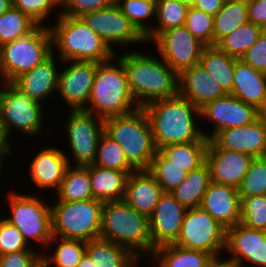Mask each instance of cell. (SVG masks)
Wrapping results in <instances>:
<instances>
[{
    "label": "cell",
    "instance_id": "6da1fadb",
    "mask_svg": "<svg viewBox=\"0 0 266 267\" xmlns=\"http://www.w3.org/2000/svg\"><path fill=\"white\" fill-rule=\"evenodd\" d=\"M149 48L147 45L144 50L115 53L123 64L130 92L140 108L152 101L178 95V74L156 52L149 53Z\"/></svg>",
    "mask_w": 266,
    "mask_h": 267
},
{
    "label": "cell",
    "instance_id": "7a4b0ae2",
    "mask_svg": "<svg viewBox=\"0 0 266 267\" xmlns=\"http://www.w3.org/2000/svg\"><path fill=\"white\" fill-rule=\"evenodd\" d=\"M158 150L170 144L209 141L201 130L200 109L179 94L146 104Z\"/></svg>",
    "mask_w": 266,
    "mask_h": 267
},
{
    "label": "cell",
    "instance_id": "3957f363",
    "mask_svg": "<svg viewBox=\"0 0 266 267\" xmlns=\"http://www.w3.org/2000/svg\"><path fill=\"white\" fill-rule=\"evenodd\" d=\"M11 185L14 186L7 190V198L5 199L8 203L5 200H2L4 203L0 202L1 205L7 204L4 209L6 208L5 211L8 213L2 217L18 228L30 247L42 254L52 239L50 198L48 197L47 200V196H45V200L44 194L38 195L34 190L32 192L34 195L30 191L28 193L26 191L21 192L16 189L17 184L12 183Z\"/></svg>",
    "mask_w": 266,
    "mask_h": 267
},
{
    "label": "cell",
    "instance_id": "277c9868",
    "mask_svg": "<svg viewBox=\"0 0 266 267\" xmlns=\"http://www.w3.org/2000/svg\"><path fill=\"white\" fill-rule=\"evenodd\" d=\"M138 108L122 62L114 55L110 60L98 63L88 105L84 110L104 120L132 113Z\"/></svg>",
    "mask_w": 266,
    "mask_h": 267
},
{
    "label": "cell",
    "instance_id": "5b68a950",
    "mask_svg": "<svg viewBox=\"0 0 266 267\" xmlns=\"http://www.w3.org/2000/svg\"><path fill=\"white\" fill-rule=\"evenodd\" d=\"M45 108L48 106L28 97L12 82H4L0 89V128L12 141L19 136L25 140L38 136L42 140V134L47 135L48 140L54 134V127L51 124L45 127L48 121Z\"/></svg>",
    "mask_w": 266,
    "mask_h": 267
},
{
    "label": "cell",
    "instance_id": "8992f818",
    "mask_svg": "<svg viewBox=\"0 0 266 267\" xmlns=\"http://www.w3.org/2000/svg\"><path fill=\"white\" fill-rule=\"evenodd\" d=\"M49 26L52 33L53 53L62 61L101 63L115 53L81 17L61 15Z\"/></svg>",
    "mask_w": 266,
    "mask_h": 267
},
{
    "label": "cell",
    "instance_id": "52a82bcc",
    "mask_svg": "<svg viewBox=\"0 0 266 267\" xmlns=\"http://www.w3.org/2000/svg\"><path fill=\"white\" fill-rule=\"evenodd\" d=\"M100 237L129 249L138 258L146 260L152 255L148 217L124 200L103 203Z\"/></svg>",
    "mask_w": 266,
    "mask_h": 267
},
{
    "label": "cell",
    "instance_id": "ba28073f",
    "mask_svg": "<svg viewBox=\"0 0 266 267\" xmlns=\"http://www.w3.org/2000/svg\"><path fill=\"white\" fill-rule=\"evenodd\" d=\"M104 133L123 148L128 163L136 170H149L158 149L146 111L104 119Z\"/></svg>",
    "mask_w": 266,
    "mask_h": 267
},
{
    "label": "cell",
    "instance_id": "9c48e42d",
    "mask_svg": "<svg viewBox=\"0 0 266 267\" xmlns=\"http://www.w3.org/2000/svg\"><path fill=\"white\" fill-rule=\"evenodd\" d=\"M53 53L50 27L36 24L20 38L0 46V78L13 82Z\"/></svg>",
    "mask_w": 266,
    "mask_h": 267
},
{
    "label": "cell",
    "instance_id": "30bf717a",
    "mask_svg": "<svg viewBox=\"0 0 266 267\" xmlns=\"http://www.w3.org/2000/svg\"><path fill=\"white\" fill-rule=\"evenodd\" d=\"M103 202L51 201L52 236L89 241L100 238Z\"/></svg>",
    "mask_w": 266,
    "mask_h": 267
},
{
    "label": "cell",
    "instance_id": "8fae6325",
    "mask_svg": "<svg viewBox=\"0 0 266 267\" xmlns=\"http://www.w3.org/2000/svg\"><path fill=\"white\" fill-rule=\"evenodd\" d=\"M65 110L62 120L65 148L63 150L68 164L71 166H87L93 164L99 140L104 133V120L84 109ZM68 144V145H67ZM70 152V153H69Z\"/></svg>",
    "mask_w": 266,
    "mask_h": 267
},
{
    "label": "cell",
    "instance_id": "7c38bea8",
    "mask_svg": "<svg viewBox=\"0 0 266 267\" xmlns=\"http://www.w3.org/2000/svg\"><path fill=\"white\" fill-rule=\"evenodd\" d=\"M81 19L102 38L114 53L145 47L143 45L146 44L145 37L122 13L115 2L107 8L84 13Z\"/></svg>",
    "mask_w": 266,
    "mask_h": 267
},
{
    "label": "cell",
    "instance_id": "4fadbf2b",
    "mask_svg": "<svg viewBox=\"0 0 266 267\" xmlns=\"http://www.w3.org/2000/svg\"><path fill=\"white\" fill-rule=\"evenodd\" d=\"M174 244L205 251L214 258L221 257L225 255L226 229L201 207L187 209Z\"/></svg>",
    "mask_w": 266,
    "mask_h": 267
},
{
    "label": "cell",
    "instance_id": "5bb4252c",
    "mask_svg": "<svg viewBox=\"0 0 266 267\" xmlns=\"http://www.w3.org/2000/svg\"><path fill=\"white\" fill-rule=\"evenodd\" d=\"M261 115L262 113L255 107L231 94H226L224 97L207 102L200 108L201 124L205 126L201 125V130L204 137L210 140L221 130L249 125Z\"/></svg>",
    "mask_w": 266,
    "mask_h": 267
},
{
    "label": "cell",
    "instance_id": "9a60e30c",
    "mask_svg": "<svg viewBox=\"0 0 266 267\" xmlns=\"http://www.w3.org/2000/svg\"><path fill=\"white\" fill-rule=\"evenodd\" d=\"M155 52L178 75L187 68L199 64L206 47L185 26L161 32L151 43Z\"/></svg>",
    "mask_w": 266,
    "mask_h": 267
},
{
    "label": "cell",
    "instance_id": "2e32d148",
    "mask_svg": "<svg viewBox=\"0 0 266 267\" xmlns=\"http://www.w3.org/2000/svg\"><path fill=\"white\" fill-rule=\"evenodd\" d=\"M97 65L96 62L62 61L56 97L57 102L64 103V109L87 107Z\"/></svg>",
    "mask_w": 266,
    "mask_h": 267
},
{
    "label": "cell",
    "instance_id": "e0dca14e",
    "mask_svg": "<svg viewBox=\"0 0 266 267\" xmlns=\"http://www.w3.org/2000/svg\"><path fill=\"white\" fill-rule=\"evenodd\" d=\"M48 142L49 145L42 143V146L44 145L45 147L40 146L37 148V152L32 153L33 156H30V162L25 169H28V171H26L28 177H23H25L26 180H30V185L34 183L31 186L32 188L36 187L35 192H39L38 194H40V192L46 193L44 191H50L52 189V192H49L48 195L50 196V194L53 195L59 188L69 164L63 152L65 146L61 145V147H63L61 148L59 147L60 144L56 145L55 143L51 146L49 140Z\"/></svg>",
    "mask_w": 266,
    "mask_h": 267
},
{
    "label": "cell",
    "instance_id": "ac0fdd59",
    "mask_svg": "<svg viewBox=\"0 0 266 267\" xmlns=\"http://www.w3.org/2000/svg\"><path fill=\"white\" fill-rule=\"evenodd\" d=\"M224 256L235 267H266V231L241 223L228 228Z\"/></svg>",
    "mask_w": 266,
    "mask_h": 267
},
{
    "label": "cell",
    "instance_id": "d6986e66",
    "mask_svg": "<svg viewBox=\"0 0 266 267\" xmlns=\"http://www.w3.org/2000/svg\"><path fill=\"white\" fill-rule=\"evenodd\" d=\"M186 210L170 192L163 193L155 210L148 217L152 254L156 248L176 242Z\"/></svg>",
    "mask_w": 266,
    "mask_h": 267
},
{
    "label": "cell",
    "instance_id": "ffe728a7",
    "mask_svg": "<svg viewBox=\"0 0 266 267\" xmlns=\"http://www.w3.org/2000/svg\"><path fill=\"white\" fill-rule=\"evenodd\" d=\"M61 62V64H60ZM62 60L52 53L46 60L17 77L12 83L28 97L50 105L52 98L57 97L59 72ZM49 101V104L48 101Z\"/></svg>",
    "mask_w": 266,
    "mask_h": 267
},
{
    "label": "cell",
    "instance_id": "44dd1931",
    "mask_svg": "<svg viewBox=\"0 0 266 267\" xmlns=\"http://www.w3.org/2000/svg\"><path fill=\"white\" fill-rule=\"evenodd\" d=\"M215 147L262 157L266 146V114L249 125L217 132L210 140Z\"/></svg>",
    "mask_w": 266,
    "mask_h": 267
},
{
    "label": "cell",
    "instance_id": "7402d4cb",
    "mask_svg": "<svg viewBox=\"0 0 266 267\" xmlns=\"http://www.w3.org/2000/svg\"><path fill=\"white\" fill-rule=\"evenodd\" d=\"M253 157L241 152L217 148L210 141L206 151V163L211 181L239 188L249 170Z\"/></svg>",
    "mask_w": 266,
    "mask_h": 267
},
{
    "label": "cell",
    "instance_id": "603a6c76",
    "mask_svg": "<svg viewBox=\"0 0 266 267\" xmlns=\"http://www.w3.org/2000/svg\"><path fill=\"white\" fill-rule=\"evenodd\" d=\"M240 204L237 188L211 181L200 207L227 230L240 223Z\"/></svg>",
    "mask_w": 266,
    "mask_h": 267
},
{
    "label": "cell",
    "instance_id": "cb8c5ba5",
    "mask_svg": "<svg viewBox=\"0 0 266 267\" xmlns=\"http://www.w3.org/2000/svg\"><path fill=\"white\" fill-rule=\"evenodd\" d=\"M178 76V94L188 99L199 109L207 102L226 95L219 84L200 64L185 69Z\"/></svg>",
    "mask_w": 266,
    "mask_h": 267
},
{
    "label": "cell",
    "instance_id": "d4e9b609",
    "mask_svg": "<svg viewBox=\"0 0 266 267\" xmlns=\"http://www.w3.org/2000/svg\"><path fill=\"white\" fill-rule=\"evenodd\" d=\"M163 193L148 170H138L128 175L123 200L137 212L149 217Z\"/></svg>",
    "mask_w": 266,
    "mask_h": 267
},
{
    "label": "cell",
    "instance_id": "484cf974",
    "mask_svg": "<svg viewBox=\"0 0 266 267\" xmlns=\"http://www.w3.org/2000/svg\"><path fill=\"white\" fill-rule=\"evenodd\" d=\"M231 95L266 114V74L237 60Z\"/></svg>",
    "mask_w": 266,
    "mask_h": 267
},
{
    "label": "cell",
    "instance_id": "4316f807",
    "mask_svg": "<svg viewBox=\"0 0 266 267\" xmlns=\"http://www.w3.org/2000/svg\"><path fill=\"white\" fill-rule=\"evenodd\" d=\"M90 171L93 198L101 202L124 199L128 174L124 171L103 168L93 164L86 166Z\"/></svg>",
    "mask_w": 266,
    "mask_h": 267
},
{
    "label": "cell",
    "instance_id": "83f0119b",
    "mask_svg": "<svg viewBox=\"0 0 266 267\" xmlns=\"http://www.w3.org/2000/svg\"><path fill=\"white\" fill-rule=\"evenodd\" d=\"M86 254L95 267H135L138 260L129 249L101 237L86 242Z\"/></svg>",
    "mask_w": 266,
    "mask_h": 267
},
{
    "label": "cell",
    "instance_id": "f1b7e54d",
    "mask_svg": "<svg viewBox=\"0 0 266 267\" xmlns=\"http://www.w3.org/2000/svg\"><path fill=\"white\" fill-rule=\"evenodd\" d=\"M51 201H81L92 199L90 171L86 166L69 165L59 188L50 195Z\"/></svg>",
    "mask_w": 266,
    "mask_h": 267
},
{
    "label": "cell",
    "instance_id": "f546056e",
    "mask_svg": "<svg viewBox=\"0 0 266 267\" xmlns=\"http://www.w3.org/2000/svg\"><path fill=\"white\" fill-rule=\"evenodd\" d=\"M213 258L205 251L186 249L175 244L156 248L150 257L158 267H206Z\"/></svg>",
    "mask_w": 266,
    "mask_h": 267
},
{
    "label": "cell",
    "instance_id": "4dcf8cb0",
    "mask_svg": "<svg viewBox=\"0 0 266 267\" xmlns=\"http://www.w3.org/2000/svg\"><path fill=\"white\" fill-rule=\"evenodd\" d=\"M237 60L228 56L217 46H207L201 53L199 64L226 94H230L233 87L234 70Z\"/></svg>",
    "mask_w": 266,
    "mask_h": 267
},
{
    "label": "cell",
    "instance_id": "1f68e13d",
    "mask_svg": "<svg viewBox=\"0 0 266 267\" xmlns=\"http://www.w3.org/2000/svg\"><path fill=\"white\" fill-rule=\"evenodd\" d=\"M210 183V169L205 162L201 167L189 172L185 180L170 193L186 209H193L200 207Z\"/></svg>",
    "mask_w": 266,
    "mask_h": 267
},
{
    "label": "cell",
    "instance_id": "d6a6232c",
    "mask_svg": "<svg viewBox=\"0 0 266 267\" xmlns=\"http://www.w3.org/2000/svg\"><path fill=\"white\" fill-rule=\"evenodd\" d=\"M85 253V241L52 236L41 258L48 267H77Z\"/></svg>",
    "mask_w": 266,
    "mask_h": 267
},
{
    "label": "cell",
    "instance_id": "836d02e7",
    "mask_svg": "<svg viewBox=\"0 0 266 267\" xmlns=\"http://www.w3.org/2000/svg\"><path fill=\"white\" fill-rule=\"evenodd\" d=\"M209 141H193L189 143L170 144L160 151L171 160L172 164L187 173L196 170L206 162V151Z\"/></svg>",
    "mask_w": 266,
    "mask_h": 267
},
{
    "label": "cell",
    "instance_id": "e575fe53",
    "mask_svg": "<svg viewBox=\"0 0 266 267\" xmlns=\"http://www.w3.org/2000/svg\"><path fill=\"white\" fill-rule=\"evenodd\" d=\"M188 8L179 0H156V20L145 36L146 43H151L161 32L184 26Z\"/></svg>",
    "mask_w": 266,
    "mask_h": 267
},
{
    "label": "cell",
    "instance_id": "d590c367",
    "mask_svg": "<svg viewBox=\"0 0 266 267\" xmlns=\"http://www.w3.org/2000/svg\"><path fill=\"white\" fill-rule=\"evenodd\" d=\"M213 18V46H216L224 37L248 22L247 3L224 2L221 10Z\"/></svg>",
    "mask_w": 266,
    "mask_h": 267
},
{
    "label": "cell",
    "instance_id": "8d00e7d4",
    "mask_svg": "<svg viewBox=\"0 0 266 267\" xmlns=\"http://www.w3.org/2000/svg\"><path fill=\"white\" fill-rule=\"evenodd\" d=\"M262 32L260 26L248 21L224 37L216 46L228 56L241 60Z\"/></svg>",
    "mask_w": 266,
    "mask_h": 267
},
{
    "label": "cell",
    "instance_id": "74e56055",
    "mask_svg": "<svg viewBox=\"0 0 266 267\" xmlns=\"http://www.w3.org/2000/svg\"><path fill=\"white\" fill-rule=\"evenodd\" d=\"M115 3L144 37L153 29L156 0H115Z\"/></svg>",
    "mask_w": 266,
    "mask_h": 267
},
{
    "label": "cell",
    "instance_id": "f35d334b",
    "mask_svg": "<svg viewBox=\"0 0 266 267\" xmlns=\"http://www.w3.org/2000/svg\"><path fill=\"white\" fill-rule=\"evenodd\" d=\"M93 165L124 171L128 175L136 171L127 161L121 145L105 133L102 134Z\"/></svg>",
    "mask_w": 266,
    "mask_h": 267
},
{
    "label": "cell",
    "instance_id": "ab89813d",
    "mask_svg": "<svg viewBox=\"0 0 266 267\" xmlns=\"http://www.w3.org/2000/svg\"><path fill=\"white\" fill-rule=\"evenodd\" d=\"M156 179L164 192L178 187L187 177V172L172 164L160 150L155 154L148 170Z\"/></svg>",
    "mask_w": 266,
    "mask_h": 267
},
{
    "label": "cell",
    "instance_id": "60d3db41",
    "mask_svg": "<svg viewBox=\"0 0 266 267\" xmlns=\"http://www.w3.org/2000/svg\"><path fill=\"white\" fill-rule=\"evenodd\" d=\"M36 24L27 14L11 7L0 15V46L20 38Z\"/></svg>",
    "mask_w": 266,
    "mask_h": 267
},
{
    "label": "cell",
    "instance_id": "b9f144b4",
    "mask_svg": "<svg viewBox=\"0 0 266 267\" xmlns=\"http://www.w3.org/2000/svg\"><path fill=\"white\" fill-rule=\"evenodd\" d=\"M240 200V223L251 229L266 231V195Z\"/></svg>",
    "mask_w": 266,
    "mask_h": 267
},
{
    "label": "cell",
    "instance_id": "7bdbcfd3",
    "mask_svg": "<svg viewBox=\"0 0 266 267\" xmlns=\"http://www.w3.org/2000/svg\"><path fill=\"white\" fill-rule=\"evenodd\" d=\"M238 193L240 198L266 195V161L262 157L253 158Z\"/></svg>",
    "mask_w": 266,
    "mask_h": 267
},
{
    "label": "cell",
    "instance_id": "ee69618b",
    "mask_svg": "<svg viewBox=\"0 0 266 267\" xmlns=\"http://www.w3.org/2000/svg\"><path fill=\"white\" fill-rule=\"evenodd\" d=\"M184 26L206 47L213 46L214 18L212 15L189 7Z\"/></svg>",
    "mask_w": 266,
    "mask_h": 267
},
{
    "label": "cell",
    "instance_id": "f6af8a7d",
    "mask_svg": "<svg viewBox=\"0 0 266 267\" xmlns=\"http://www.w3.org/2000/svg\"><path fill=\"white\" fill-rule=\"evenodd\" d=\"M12 7L27 14L37 24L48 27L51 25L50 20H56L60 16V10H56L58 8L54 5L52 0H12ZM52 15L56 19H53Z\"/></svg>",
    "mask_w": 266,
    "mask_h": 267
},
{
    "label": "cell",
    "instance_id": "bcb514c9",
    "mask_svg": "<svg viewBox=\"0 0 266 267\" xmlns=\"http://www.w3.org/2000/svg\"><path fill=\"white\" fill-rule=\"evenodd\" d=\"M3 215L2 213H0ZM0 215V255L20 250H36L24 240L18 228Z\"/></svg>",
    "mask_w": 266,
    "mask_h": 267
},
{
    "label": "cell",
    "instance_id": "7dc6e473",
    "mask_svg": "<svg viewBox=\"0 0 266 267\" xmlns=\"http://www.w3.org/2000/svg\"><path fill=\"white\" fill-rule=\"evenodd\" d=\"M115 0H69L60 11L61 15L81 17L84 13L94 12L109 7Z\"/></svg>",
    "mask_w": 266,
    "mask_h": 267
},
{
    "label": "cell",
    "instance_id": "c3c4849f",
    "mask_svg": "<svg viewBox=\"0 0 266 267\" xmlns=\"http://www.w3.org/2000/svg\"><path fill=\"white\" fill-rule=\"evenodd\" d=\"M241 60L266 74V30H263L256 43L244 54Z\"/></svg>",
    "mask_w": 266,
    "mask_h": 267
},
{
    "label": "cell",
    "instance_id": "681fc988",
    "mask_svg": "<svg viewBox=\"0 0 266 267\" xmlns=\"http://www.w3.org/2000/svg\"><path fill=\"white\" fill-rule=\"evenodd\" d=\"M40 259L37 250H20L0 255V267H33Z\"/></svg>",
    "mask_w": 266,
    "mask_h": 267
},
{
    "label": "cell",
    "instance_id": "f907efd6",
    "mask_svg": "<svg viewBox=\"0 0 266 267\" xmlns=\"http://www.w3.org/2000/svg\"><path fill=\"white\" fill-rule=\"evenodd\" d=\"M12 139H10L7 134L0 128V179L2 178V176L4 177L5 172L7 167L10 166L8 169H12L11 166L12 164L10 163V157L12 155H15L14 153L17 152L19 148V143H16L15 139L14 141H11ZM16 143V144H14ZM17 145V146H16ZM15 147H18V149H16ZM15 151V152H13ZM6 159H8L9 163L6 161ZM7 163V164H6ZM11 164V165H9ZM6 165V166H5ZM8 165V166H7Z\"/></svg>",
    "mask_w": 266,
    "mask_h": 267
},
{
    "label": "cell",
    "instance_id": "816d5d0a",
    "mask_svg": "<svg viewBox=\"0 0 266 267\" xmlns=\"http://www.w3.org/2000/svg\"><path fill=\"white\" fill-rule=\"evenodd\" d=\"M247 7L248 21L266 30V0H250Z\"/></svg>",
    "mask_w": 266,
    "mask_h": 267
},
{
    "label": "cell",
    "instance_id": "f5cc1de1",
    "mask_svg": "<svg viewBox=\"0 0 266 267\" xmlns=\"http://www.w3.org/2000/svg\"><path fill=\"white\" fill-rule=\"evenodd\" d=\"M223 0H195L193 8L215 16L222 8Z\"/></svg>",
    "mask_w": 266,
    "mask_h": 267
},
{
    "label": "cell",
    "instance_id": "db71d44e",
    "mask_svg": "<svg viewBox=\"0 0 266 267\" xmlns=\"http://www.w3.org/2000/svg\"><path fill=\"white\" fill-rule=\"evenodd\" d=\"M206 267H235L225 256L213 258Z\"/></svg>",
    "mask_w": 266,
    "mask_h": 267
},
{
    "label": "cell",
    "instance_id": "11a10c76",
    "mask_svg": "<svg viewBox=\"0 0 266 267\" xmlns=\"http://www.w3.org/2000/svg\"><path fill=\"white\" fill-rule=\"evenodd\" d=\"M77 267H95L90 257L85 253Z\"/></svg>",
    "mask_w": 266,
    "mask_h": 267
},
{
    "label": "cell",
    "instance_id": "9f6ffc18",
    "mask_svg": "<svg viewBox=\"0 0 266 267\" xmlns=\"http://www.w3.org/2000/svg\"><path fill=\"white\" fill-rule=\"evenodd\" d=\"M12 7V0H0V15Z\"/></svg>",
    "mask_w": 266,
    "mask_h": 267
},
{
    "label": "cell",
    "instance_id": "6f0895ef",
    "mask_svg": "<svg viewBox=\"0 0 266 267\" xmlns=\"http://www.w3.org/2000/svg\"><path fill=\"white\" fill-rule=\"evenodd\" d=\"M52 2L58 8V10L61 11L67 5L69 0H52Z\"/></svg>",
    "mask_w": 266,
    "mask_h": 267
},
{
    "label": "cell",
    "instance_id": "680465c9",
    "mask_svg": "<svg viewBox=\"0 0 266 267\" xmlns=\"http://www.w3.org/2000/svg\"><path fill=\"white\" fill-rule=\"evenodd\" d=\"M146 259H148L149 261H143V259L142 258H138V260H137V262H136V264H135V267H142L143 266V264L141 265V263H149L150 262V267L152 266V267H158L150 258H146ZM142 262H141V261ZM152 262V263H151ZM143 267H146V266H143Z\"/></svg>",
    "mask_w": 266,
    "mask_h": 267
},
{
    "label": "cell",
    "instance_id": "91938a15",
    "mask_svg": "<svg viewBox=\"0 0 266 267\" xmlns=\"http://www.w3.org/2000/svg\"><path fill=\"white\" fill-rule=\"evenodd\" d=\"M33 267H48L46 262L41 258Z\"/></svg>",
    "mask_w": 266,
    "mask_h": 267
},
{
    "label": "cell",
    "instance_id": "94428289",
    "mask_svg": "<svg viewBox=\"0 0 266 267\" xmlns=\"http://www.w3.org/2000/svg\"><path fill=\"white\" fill-rule=\"evenodd\" d=\"M181 3L187 5L188 7H192L195 3V0H179Z\"/></svg>",
    "mask_w": 266,
    "mask_h": 267
},
{
    "label": "cell",
    "instance_id": "6125c7cd",
    "mask_svg": "<svg viewBox=\"0 0 266 267\" xmlns=\"http://www.w3.org/2000/svg\"><path fill=\"white\" fill-rule=\"evenodd\" d=\"M224 2H232V1H238V2H248L250 0H223Z\"/></svg>",
    "mask_w": 266,
    "mask_h": 267
},
{
    "label": "cell",
    "instance_id": "be15d7a7",
    "mask_svg": "<svg viewBox=\"0 0 266 267\" xmlns=\"http://www.w3.org/2000/svg\"><path fill=\"white\" fill-rule=\"evenodd\" d=\"M262 158L266 161V146H265V150H264V153L262 155Z\"/></svg>",
    "mask_w": 266,
    "mask_h": 267
},
{
    "label": "cell",
    "instance_id": "e7e4bbea",
    "mask_svg": "<svg viewBox=\"0 0 266 267\" xmlns=\"http://www.w3.org/2000/svg\"><path fill=\"white\" fill-rule=\"evenodd\" d=\"M3 80L0 78V89H1V87H2V85H3Z\"/></svg>",
    "mask_w": 266,
    "mask_h": 267
}]
</instances>
